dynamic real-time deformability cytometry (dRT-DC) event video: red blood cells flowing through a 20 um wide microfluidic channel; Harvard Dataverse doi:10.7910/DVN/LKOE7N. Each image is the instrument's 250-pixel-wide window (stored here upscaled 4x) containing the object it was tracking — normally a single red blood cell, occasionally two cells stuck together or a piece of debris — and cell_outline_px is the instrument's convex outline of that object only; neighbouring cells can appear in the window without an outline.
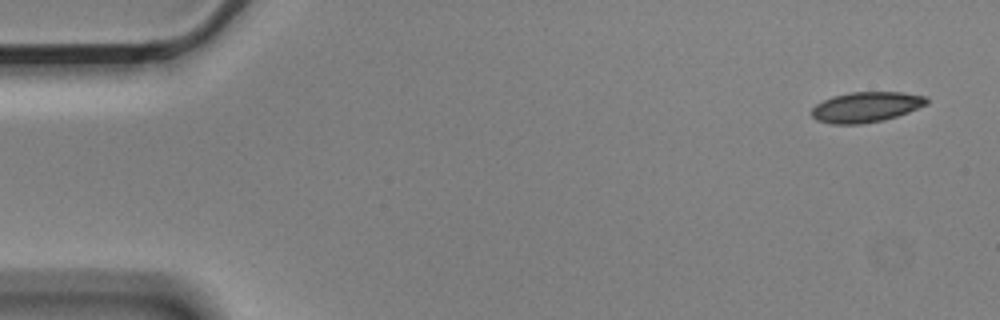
{"species": "Egyptian fruit bat (a non-hibernating species)", "species_latin": "Rousettus aegyptiacus", "temperature_condition": "cold", "stored_images_in_passage": 4, "camera_frame_rate_fps": 3000, "um_per_image_px": 0.085, "animal": {"sex": "male"}, "frame": {"image": 1, "passage_image": 1, "time_ms": 0.0, "image_size_px": [1000, 320], "cell_outline_px": [[928, 104], [908, 112], [884, 120], [864, 124], [832, 124], [816, 120], [812, 116], [812, 108], [816, 104], [832, 96], [852, 92], [904, 92], [928, 96]], "centroid_in_image_um": [73.64, 9.1], "position_along_channel_um": 11.4, "area_um2": 20.46}}